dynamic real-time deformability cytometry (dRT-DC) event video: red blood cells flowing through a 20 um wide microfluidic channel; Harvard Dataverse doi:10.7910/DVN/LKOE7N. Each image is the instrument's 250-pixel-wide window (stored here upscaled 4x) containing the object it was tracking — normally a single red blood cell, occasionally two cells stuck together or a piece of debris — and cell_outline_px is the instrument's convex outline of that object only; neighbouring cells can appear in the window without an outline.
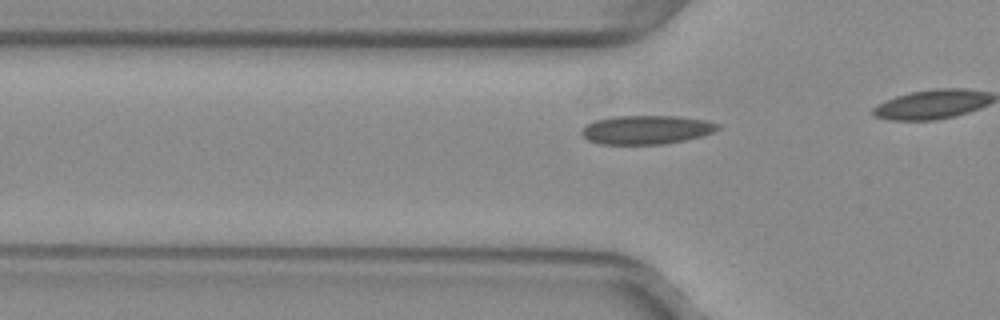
{"species": "common noctule bat (a hibernating species)", "species_latin": "Nyctalus noctula", "temperature_condition": "warm", "stored_images_in_passage": 16, "camera_frame_rate_fps": 3000, "um_per_image_px": 0.085, "animal": {"sex": "female", "body_mass_g": 29.2, "forearm_length_mm": 56.3}, "frame": {"image": 1, "passage_image": 11, "time_ms": 3.333, "image_size_px": [1000, 320], "cell_outline_px": [[720, 128], [712, 132], [700, 136], [684, 140], [664, 144], [600, 144], [588, 140], [580, 132], [580, 128], [596, 120], [612, 116], [676, 116], [704, 120], [720, 124]], "centroid_in_image_um": [54.91, 11.02], "position_along_channel_um": 70.9, "area_um2": 22.77}}
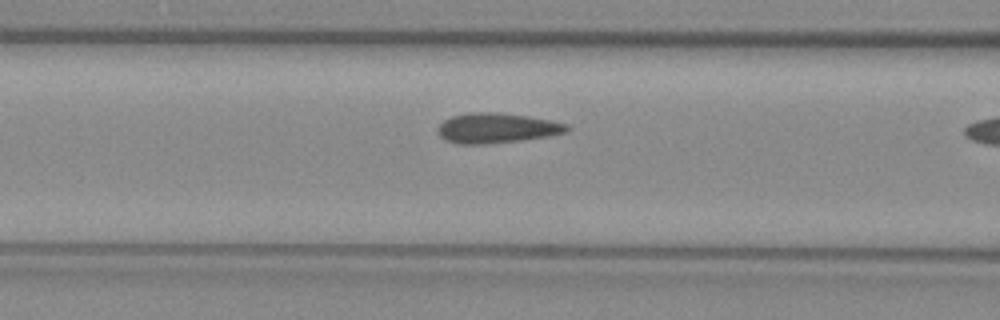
{"frame": {"image": 2, "passage_image": 15, "time_ms": 4.667, "image_size_px": [1000, 320], "cell_outline_px": [[568, 132], [548, 136], [520, 140], [480, 144], [460, 144], [444, 140], [440, 136], [436, 128], [444, 120], [452, 116], [468, 112], [500, 112], [528, 116], [568, 124]], "centroid_in_image_um": [42.18, 10.87], "position_along_channel_um": 124.4, "area_um2": 22.54}}